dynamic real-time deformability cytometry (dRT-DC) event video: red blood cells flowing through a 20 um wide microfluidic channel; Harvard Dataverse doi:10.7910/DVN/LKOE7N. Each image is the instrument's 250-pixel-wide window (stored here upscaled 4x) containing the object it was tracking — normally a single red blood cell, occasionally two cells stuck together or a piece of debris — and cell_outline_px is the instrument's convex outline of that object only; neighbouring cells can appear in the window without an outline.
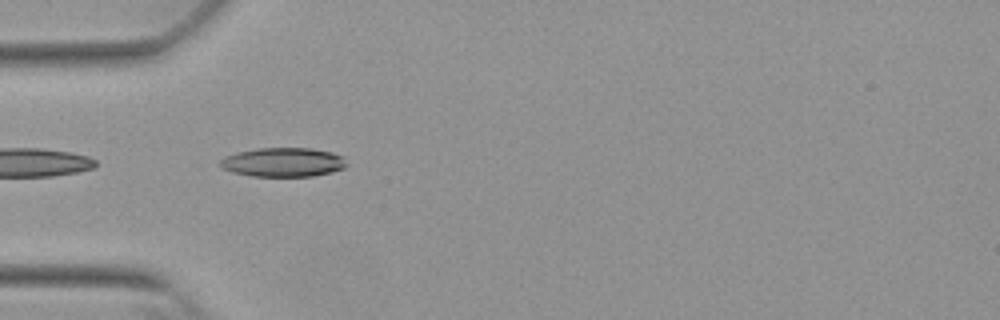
{"species": "Egyptian fruit bat (a non-hibernating species)", "species_latin": "Rousettus aegyptiacus", "temperature_condition": "warm", "stored_images_in_passage": 5, "camera_frame_rate_fps": 3000, "um_per_image_px": 0.085, "animal": {"sex": "female"}, "frame": {"image": 1, "passage_image": 1, "time_ms": 0.0, "image_size_px": [1000, 320], "cell_outline_px": [[348, 164], [344, 168], [312, 176], [252, 176], [232, 172], [224, 168], [220, 164], [220, 160], [224, 156], [236, 152], [256, 148], [312, 148], [332, 152], [344, 156]], "centroid_in_image_um": [24.07, 13.77], "position_along_channel_um": 60.9, "area_um2": 21.5}}